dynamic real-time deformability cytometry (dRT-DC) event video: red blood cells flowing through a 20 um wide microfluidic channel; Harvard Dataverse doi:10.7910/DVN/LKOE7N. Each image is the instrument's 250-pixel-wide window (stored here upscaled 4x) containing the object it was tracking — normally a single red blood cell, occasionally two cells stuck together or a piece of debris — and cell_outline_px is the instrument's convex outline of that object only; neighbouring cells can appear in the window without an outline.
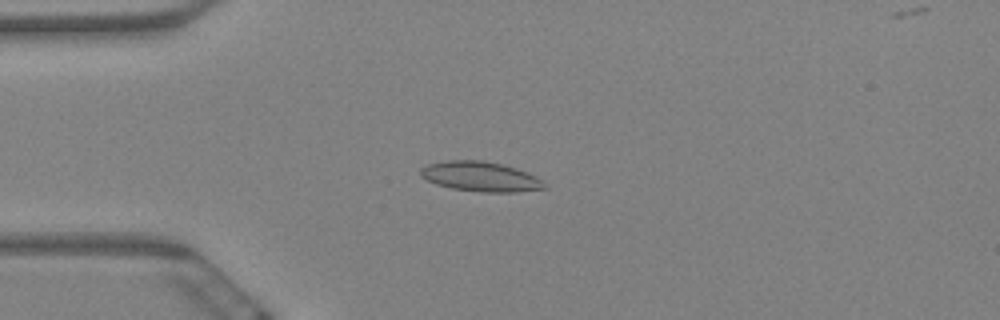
{"species": "Egyptian fruit bat (a non-hibernating species)", "species_latin": "Rousettus aegyptiacus", "temperature_condition": "warm", "stored_images_in_passage": 8, "camera_frame_rate_fps": 3000, "um_per_image_px": 0.085, "animal": {"sex": "female"}, "frame": {"image": 1, "passage_image": 5, "time_ms": 1.333, "image_size_px": [1000, 320], "cell_outline_px": [[548, 188], [516, 192], [480, 192], [452, 188], [436, 184], [420, 176], [420, 168], [428, 164], [444, 160], [480, 160], [500, 164], [516, 168], [528, 172], [536, 176]], "centroid_in_image_um": [40.83, 15.01], "position_along_channel_um": 44.2, "area_um2": 21.5}}
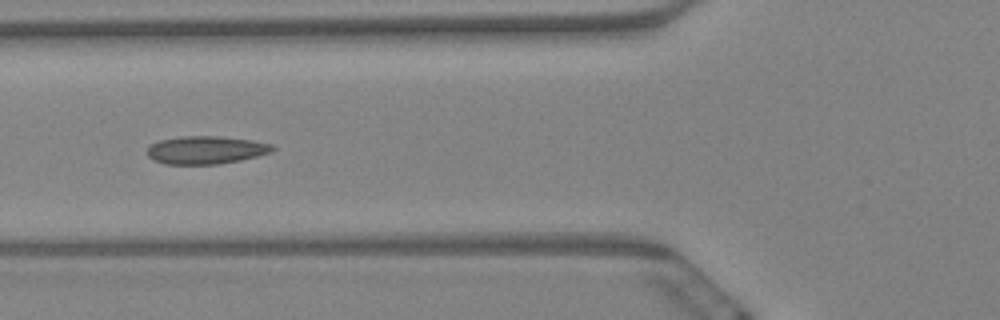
{"frame": {"image": 2, "passage_image": 7, "time_ms": 2.0, "image_size_px": [1000, 320], "cell_outline_px": [[276, 148], [272, 152], [240, 160], [220, 164], [164, 164], [148, 156], [148, 144], [160, 140], [184, 136], [220, 136], [252, 140], [272, 144]], "centroid_in_image_um": [17.52, 12.74], "position_along_channel_um": 108.3, "area_um2": 20.4}}
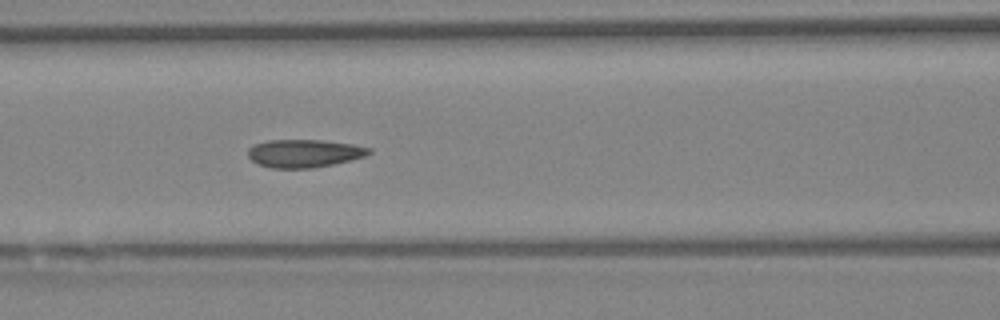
{"frame": {"image": 3, "passage_image": 8, "time_ms": 2.333, "image_size_px": [1000, 320], "cell_outline_px": [[372, 152], [364, 156], [332, 164], [312, 168], [272, 168], [256, 164], [248, 156], [248, 148], [252, 144], [268, 140], [320, 140], [352, 144], [372, 148]], "centroid_in_image_um": [25.81, 13.03], "position_along_channel_um": 140.8, "area_um2": 19.71}}